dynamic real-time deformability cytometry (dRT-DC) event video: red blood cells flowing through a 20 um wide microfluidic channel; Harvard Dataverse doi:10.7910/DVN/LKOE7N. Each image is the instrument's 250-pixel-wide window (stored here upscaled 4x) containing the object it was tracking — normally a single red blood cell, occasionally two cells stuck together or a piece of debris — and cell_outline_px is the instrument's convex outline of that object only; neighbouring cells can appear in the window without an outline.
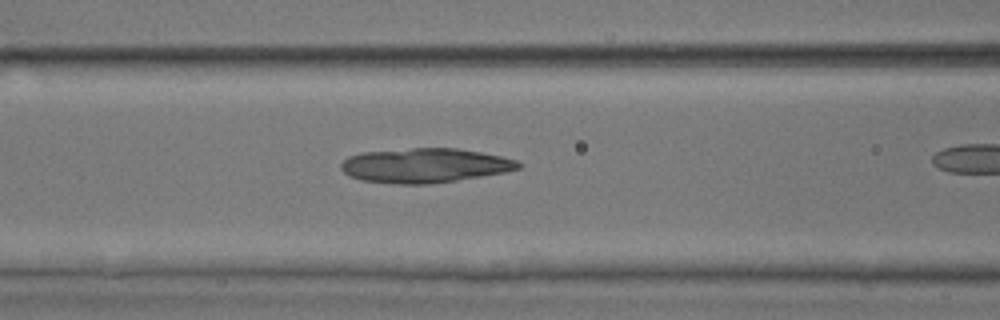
{"species": "common noctule bat (a hibernating species)", "species_latin": "Nyctalus noctula", "temperature_condition": "room temperature", "stored_images_in_passage": 16, "camera_frame_rate_fps": 3000, "um_per_image_px": 0.085, "animal": {"sex": "male", "body_mass_g": 17.9, "forearm_length_mm": 54.2}, "frame": {"image": 1, "passage_image": 12, "time_ms": 3.667, "image_size_px": [1000, 320], "cell_outline_px": [[524, 164], [520, 168], [504, 172], [456, 180], [428, 184], [396, 184], [360, 180], [348, 176], [340, 168], [340, 164], [348, 156], [364, 152], [412, 148], [456, 148], [480, 152], [500, 156], [516, 160]], "centroid_in_image_um": [36.08, 14.06], "position_along_channel_um": 130.5, "area_um2": 35.55}}